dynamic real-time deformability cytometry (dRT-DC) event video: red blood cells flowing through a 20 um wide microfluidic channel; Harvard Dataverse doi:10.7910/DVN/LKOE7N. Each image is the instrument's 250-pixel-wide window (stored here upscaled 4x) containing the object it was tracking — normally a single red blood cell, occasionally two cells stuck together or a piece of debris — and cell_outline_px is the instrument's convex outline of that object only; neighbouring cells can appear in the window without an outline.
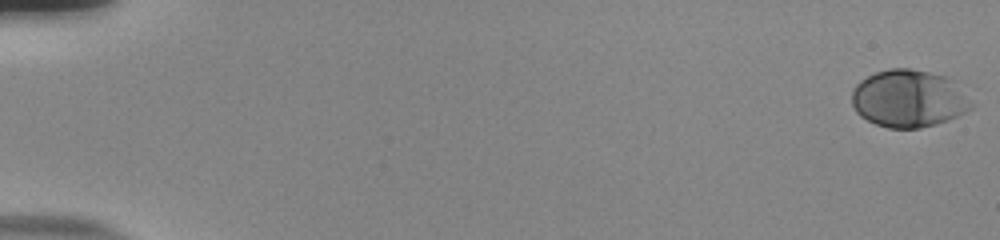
{"species": "human", "species_latin": "Homo sapiens", "temperature_condition": "room temperature", "stored_images_in_passage": 55, "camera_frame_rate_fps": 3000, "um_per_image_px": 0.085, "donor": {"sex": "male"}, "frame": {"image": 1, "passage_image": 1, "time_ms": 0.0, "image_size_px": [1000, 240], "cell_outline_px": [[976, 104], [972, 108], [948, 120], [936, 124], [920, 128], [888, 128], [876, 124], [860, 116], [856, 112], [852, 104], [852, 88], [860, 80], [876, 72], [888, 68], [908, 68], [928, 72], [944, 76]], "centroid_in_image_um": [77.2, 8.39], "position_along_channel_um": 7.8, "area_um2": 39.77}}
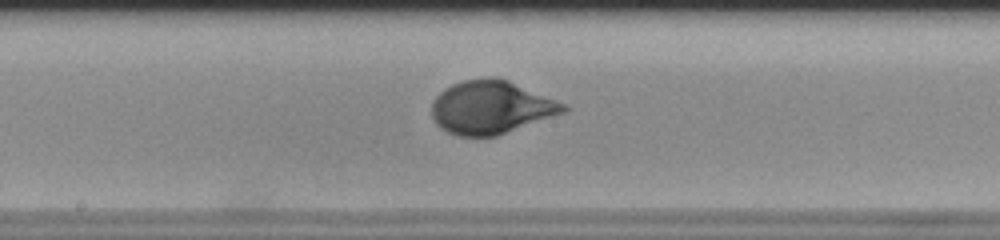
{"frame": {"image": 2, "passage_image": 31, "time_ms": 10.0, "image_size_px": [1000, 240], "cell_outline_px": [[572, 108], [568, 112], [496, 136], [460, 136], [448, 132], [440, 128], [432, 120], [432, 100], [444, 88], [452, 84], [464, 80], [488, 76], [492, 76], [508, 80], [564, 104]], "centroid_in_image_um": [41.73, 9.12], "position_along_channel_um": 206.5, "area_um2": 41.04}}
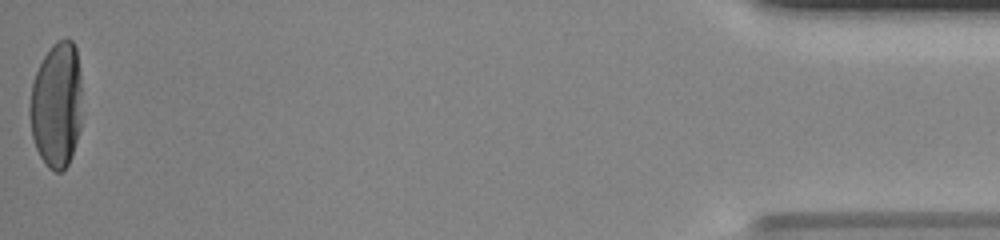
{"frame": {"image": 3, "passage_image": 55, "time_ms": 18.0, "image_size_px": [1000, 240], "cell_outline_px": [[80, 128], [72, 156], [68, 164], [60, 172], [56, 172], [48, 168], [40, 156], [36, 148], [32, 136], [28, 112], [28, 108], [32, 84], [36, 72], [44, 56], [52, 44], [56, 40], [68, 36], [72, 40], [76, 48], [80, 72]], "centroid_in_image_um": [4.79, 8.9], "position_along_channel_um": 430.4, "area_um2": 38.55}, "authors_computed_cell_mechanics": {"area_um2": 38.7838, "velocity_mm_per_s": 3.8445, "shape_relaxation_time_tau1_ms": 3.4816, "shape_relaxation_time_tau2_ms": null, "deformation_change_tau1": 0.1921, "deformation_change_tau2": null}}